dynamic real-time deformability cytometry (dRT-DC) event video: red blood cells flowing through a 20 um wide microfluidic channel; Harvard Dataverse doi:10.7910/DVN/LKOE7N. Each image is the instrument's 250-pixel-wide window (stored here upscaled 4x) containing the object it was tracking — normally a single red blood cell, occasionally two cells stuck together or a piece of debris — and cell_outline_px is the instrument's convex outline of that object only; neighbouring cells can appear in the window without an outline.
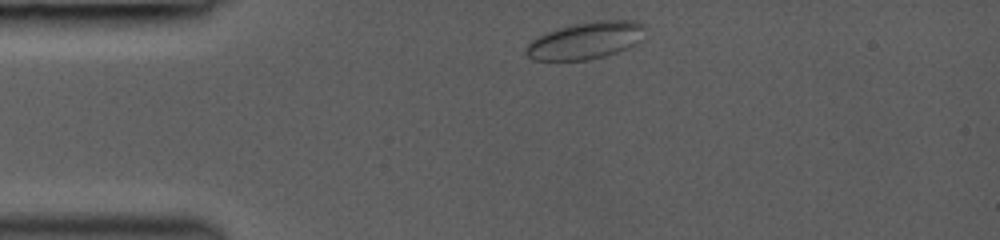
{"species": "common noctule bat (a hibernating species)", "species_latin": "Nyctalus noctula", "temperature_condition": "room temperature", "stored_images_in_passage": 14, "camera_frame_rate_fps": 3000, "um_per_image_px": 0.085, "animal": {"sex": "female", "body_mass_g": 19.0, "forearm_length_mm": 53.3}, "frame": {"image": 1, "passage_image": 1, "time_ms": 0.0, "image_size_px": [1000, 240], "cell_outline_px": [[644, 28], [636, 44], [616, 52], [604, 56], [588, 60], [532, 60], [524, 52], [524, 48], [532, 40], [548, 32], [572, 24], [596, 20], [636, 20], [644, 24]], "centroid_in_image_um": [49.75, 3.44], "position_along_channel_um": 35.2, "area_um2": 25.49}}
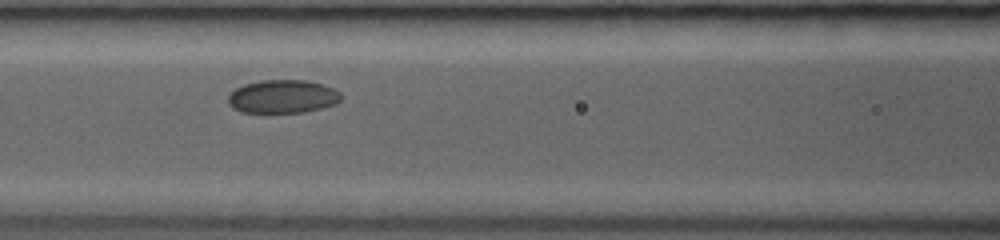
{"frame": {"image": 2, "passage_image": 10, "time_ms": 3.667, "image_size_px": [1000, 240], "cell_outline_px": [[340, 100], [336, 104], [304, 112], [240, 112], [232, 108], [228, 104], [228, 96], [236, 88], [244, 84], [260, 80], [308, 80], [332, 88], [340, 92]], "centroid_in_image_um": [24.0, 8.2], "position_along_channel_um": 142.6, "area_um2": 21.85}}
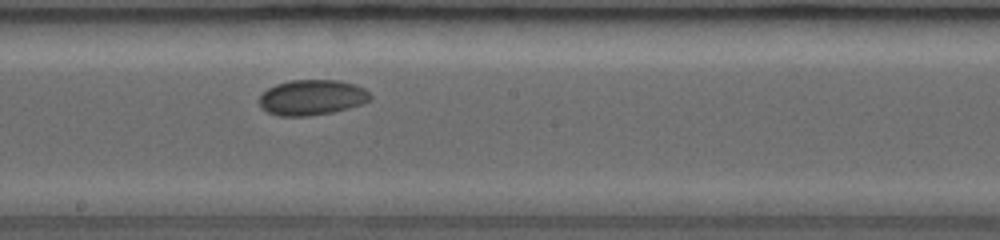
{"frame": {"image": 3, "passage_image": 14, "time_ms": 5.667, "image_size_px": [1000, 240], "cell_outline_px": [[372, 100], [348, 108], [332, 112], [308, 116], [276, 116], [260, 108], [260, 96], [268, 88], [276, 84], [292, 80], [340, 80], [356, 84], [364, 88], [372, 96]], "centroid_in_image_um": [26.52, 8.28], "position_along_channel_um": 221.7, "area_um2": 23.0}}